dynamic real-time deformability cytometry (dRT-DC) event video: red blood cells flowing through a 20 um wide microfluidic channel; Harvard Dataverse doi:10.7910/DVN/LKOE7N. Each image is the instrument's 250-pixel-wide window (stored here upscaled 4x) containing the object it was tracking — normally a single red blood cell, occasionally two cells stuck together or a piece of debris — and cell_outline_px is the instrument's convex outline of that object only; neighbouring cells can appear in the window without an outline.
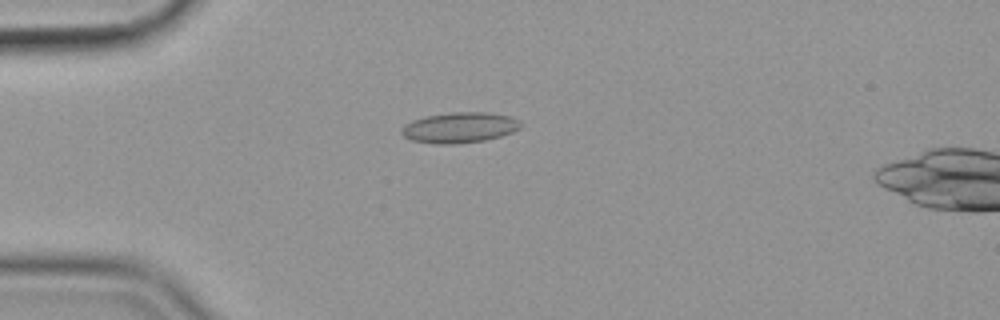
{"species": "common noctule bat (a hibernating species)", "species_latin": "Nyctalus noctula", "temperature_condition": "cold", "stored_images_in_passage": 56, "camera_frame_rate_fps": 3000, "um_per_image_px": 0.085, "animal": {"sex": "female", "body_mass_g": 19.9}, "frame": {"image": 1, "passage_image": 15, "time_ms": 4.667, "image_size_px": [1000, 320], "cell_outline_px": [[524, 124], [520, 128], [512, 132], [500, 136], [484, 140], [452, 144], [440, 144], [412, 140], [404, 136], [400, 132], [400, 128], [404, 124], [412, 120], [424, 116], [452, 112], [488, 112], [512, 116], [520, 120]], "centroid_in_image_um": [39.08, 10.82], "position_along_channel_um": 45.9, "area_um2": 21.39}}
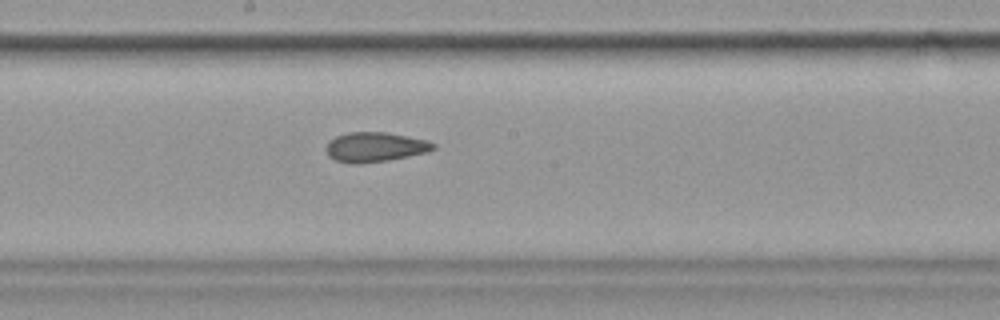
{"frame": {"image": 2, "passage_image": 31, "time_ms": 10.0, "image_size_px": [1000, 320], "cell_outline_px": [[436, 148], [428, 152], [388, 160], [360, 164], [352, 164], [336, 160], [328, 156], [328, 140], [336, 136], [348, 132], [388, 132], [428, 140], [436, 144]], "centroid_in_image_um": [31.91, 12.49], "position_along_channel_um": 216.3, "area_um2": 18.61}}
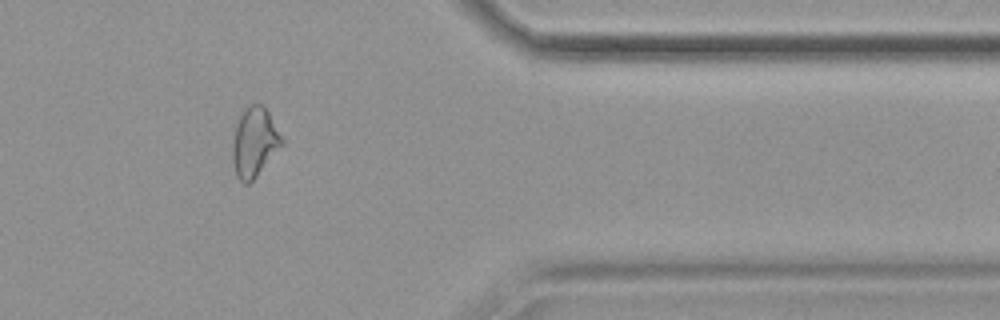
{"frame": {"image": 3, "passage_image": 47, "time_ms": 15.333, "image_size_px": [1000, 320], "cell_outline_px": [[284, 144], [256, 176], [248, 184], [244, 184], [236, 176], [232, 160], [232, 140], [240, 112], [244, 108], [252, 104], [264, 104], [284, 140]], "centroid_in_image_um": [21.62, 12.07], "position_along_channel_um": 389.8, "area_um2": 20.11}, "authors_computed_cell_mechanics": {"area_um2": 19.5942, "velocity_mm_per_s": 3.5768, "shape_relaxation_time_tau1_ms": null, "shape_relaxation_time_tau2_ms": 3.7735, "deformation_change_tau1": null, "deformation_change_tau2": 0.0894}}